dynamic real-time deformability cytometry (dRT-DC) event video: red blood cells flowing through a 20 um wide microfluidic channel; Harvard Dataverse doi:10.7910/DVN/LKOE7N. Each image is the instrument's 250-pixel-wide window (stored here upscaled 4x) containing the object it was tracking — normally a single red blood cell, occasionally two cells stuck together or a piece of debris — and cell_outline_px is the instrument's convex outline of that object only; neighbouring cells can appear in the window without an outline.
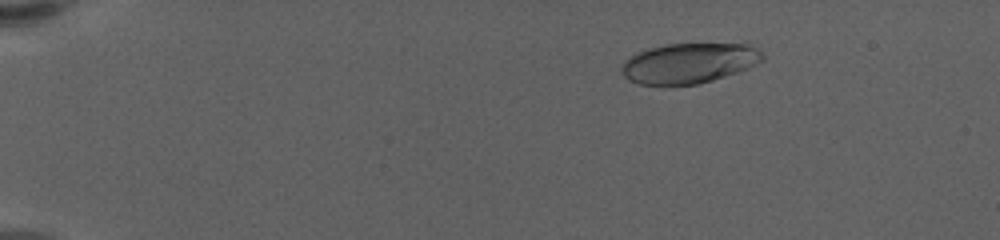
{"species": "human", "species_latin": "Homo sapiens", "temperature_condition": "warm", "stored_images_in_passage": 63, "camera_frame_rate_fps": 3000, "um_per_image_px": 0.085, "donor": {"sex": "female"}, "frame": {"image": 1, "passage_image": 11, "time_ms": 3.333, "image_size_px": [1000, 240], "cell_outline_px": [[764, 60], [748, 68], [700, 84], [640, 84], [628, 80], [620, 72], [620, 68], [624, 60], [636, 52], [648, 48], [664, 44], [748, 40], [760, 48], [764, 56]], "centroid_in_image_um": [58.67, 5.28], "position_along_channel_um": 26.3, "area_um2": 34.51}}
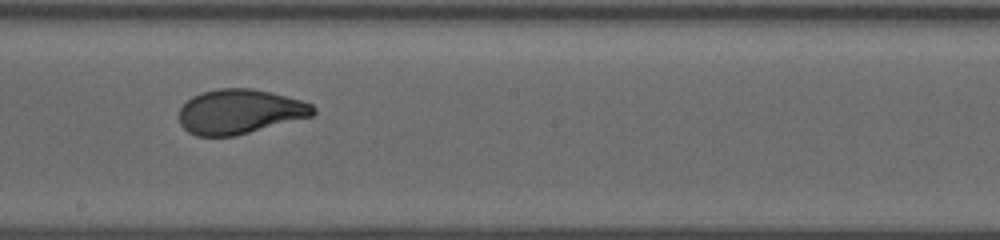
{"frame": {"image": 2, "passage_image": 38, "time_ms": 12.333, "image_size_px": [1000, 240], "cell_outline_px": [[316, 112], [312, 116], [236, 136], [196, 136], [188, 132], [180, 124], [180, 108], [192, 96], [200, 92], [220, 88], [252, 88], [272, 92], [300, 100], [312, 104], [316, 108]], "centroid_in_image_um": [20.38, 9.48], "position_along_channel_um": 227.8, "area_um2": 34.97}}
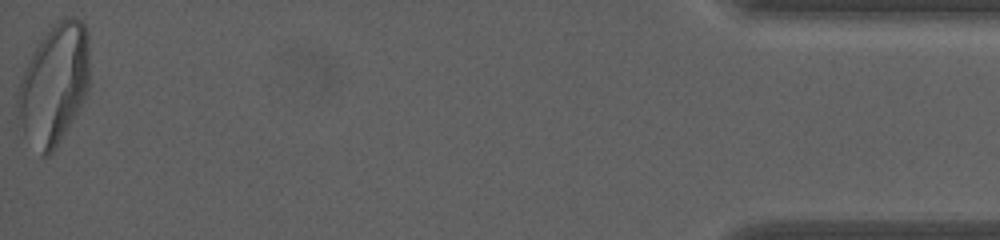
{"frame": {"image": 3, "passage_image": 63, "time_ms": 20.667, "image_size_px": [1000, 240], "cell_outline_px": [[88, 88], [80, 108], [56, 148], [48, 156], [40, 156], [24, 132], [16, 108], [16, 100], [20, 80], [32, 52], [56, 20], [68, 16], [76, 16], [84, 24], [88, 32]], "centroid_in_image_um": [4.6, 7.15], "position_along_channel_um": 430.6, "area_um2": 50.23}, "authors_computed_cell_mechanics": {"area_um2": 35.6626, "velocity_mm_per_s": 3.4177, "shape_relaxation_time_tau1_ms": 4.6037, "shape_relaxation_time_tau2_ms": null, "deformation_change_tau1": 0.2053, "deformation_change_tau2": null}}